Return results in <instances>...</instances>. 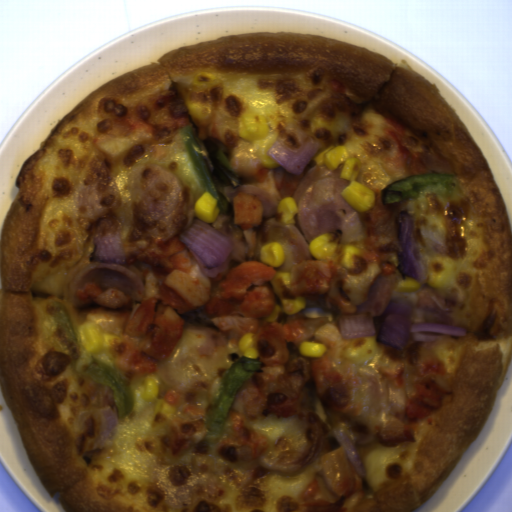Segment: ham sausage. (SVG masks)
<instances>
[{"label":"ham sausage","mask_w":512,"mask_h":512,"mask_svg":"<svg viewBox=\"0 0 512 512\" xmlns=\"http://www.w3.org/2000/svg\"><path fill=\"white\" fill-rule=\"evenodd\" d=\"M343 164L332 171L325 165L313 166L293 196L296 217L309 244L325 233L336 234L344 245L357 246L367 238L357 212L341 193L351 183L340 178Z\"/></svg>","instance_id":"obj_2"},{"label":"ham sausage","mask_w":512,"mask_h":512,"mask_svg":"<svg viewBox=\"0 0 512 512\" xmlns=\"http://www.w3.org/2000/svg\"><path fill=\"white\" fill-rule=\"evenodd\" d=\"M223 193L233 205L234 197L241 193L254 196L263 206L264 220L261 222L264 230L266 244L276 242L282 246L284 262L275 273L290 272L291 269L306 261H318L310 250V243L294 227L293 224L283 223L277 208V200L265 189L252 185H238L237 187H223Z\"/></svg>","instance_id":"obj_3"},{"label":"ham sausage","mask_w":512,"mask_h":512,"mask_svg":"<svg viewBox=\"0 0 512 512\" xmlns=\"http://www.w3.org/2000/svg\"><path fill=\"white\" fill-rule=\"evenodd\" d=\"M87 282L97 283L104 291L118 289L126 298L127 306L134 303L143 304L145 287L139 277L125 266L106 263H85L69 271L63 288L62 300L74 308L95 304L92 296L78 301L75 294L85 288Z\"/></svg>","instance_id":"obj_5"},{"label":"ham sausage","mask_w":512,"mask_h":512,"mask_svg":"<svg viewBox=\"0 0 512 512\" xmlns=\"http://www.w3.org/2000/svg\"><path fill=\"white\" fill-rule=\"evenodd\" d=\"M121 189L111 181L107 157L94 154L88 162L74 196L79 222L93 223L114 214L122 205Z\"/></svg>","instance_id":"obj_4"},{"label":"ham sausage","mask_w":512,"mask_h":512,"mask_svg":"<svg viewBox=\"0 0 512 512\" xmlns=\"http://www.w3.org/2000/svg\"><path fill=\"white\" fill-rule=\"evenodd\" d=\"M403 279L397 274H380L368 289L367 301L360 306H354L355 312L352 315L371 313L372 318L380 317L395 299L410 300L414 309H426L441 314L452 313L445 299L430 287L420 284L418 292L397 293Z\"/></svg>","instance_id":"obj_6"},{"label":"ham sausage","mask_w":512,"mask_h":512,"mask_svg":"<svg viewBox=\"0 0 512 512\" xmlns=\"http://www.w3.org/2000/svg\"><path fill=\"white\" fill-rule=\"evenodd\" d=\"M133 221L127 242L146 237L169 241L187 225L188 184L168 167L142 159L130 172Z\"/></svg>","instance_id":"obj_1"}]
</instances>
